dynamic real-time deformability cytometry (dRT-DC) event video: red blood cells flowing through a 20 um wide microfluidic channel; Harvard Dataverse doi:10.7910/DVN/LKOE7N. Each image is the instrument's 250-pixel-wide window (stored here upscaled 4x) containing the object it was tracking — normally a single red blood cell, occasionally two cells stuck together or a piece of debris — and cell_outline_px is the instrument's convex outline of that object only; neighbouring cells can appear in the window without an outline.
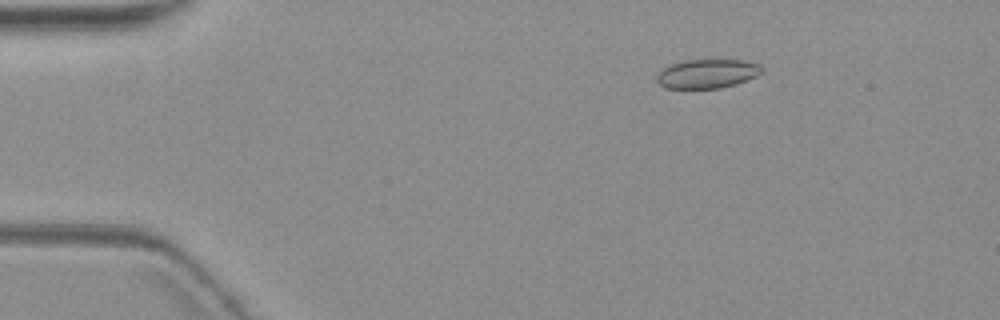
{"species": "common noctule bat (a hibernating species)", "species_latin": "Nyctalus noctula", "temperature_condition": "warm", "stored_images_in_passage": 6, "camera_frame_rate_fps": 3000, "um_per_image_px": 0.085, "animal": {"sex": "female", "body_mass_g": 19.3, "forearm_length_mm": 54.1}, "frame": {"image": 1, "passage_image": 3, "time_ms": 2.333, "image_size_px": [1000, 320], "cell_outline_px": [[764, 72], [756, 76], [736, 84], [720, 88], [664, 88], [656, 80], [656, 76], [668, 64], [684, 60], [744, 60], [760, 64], [764, 68]], "centroid_in_image_um": [60.14, 6.26], "position_along_channel_um": 24.9, "area_um2": 17.92}}